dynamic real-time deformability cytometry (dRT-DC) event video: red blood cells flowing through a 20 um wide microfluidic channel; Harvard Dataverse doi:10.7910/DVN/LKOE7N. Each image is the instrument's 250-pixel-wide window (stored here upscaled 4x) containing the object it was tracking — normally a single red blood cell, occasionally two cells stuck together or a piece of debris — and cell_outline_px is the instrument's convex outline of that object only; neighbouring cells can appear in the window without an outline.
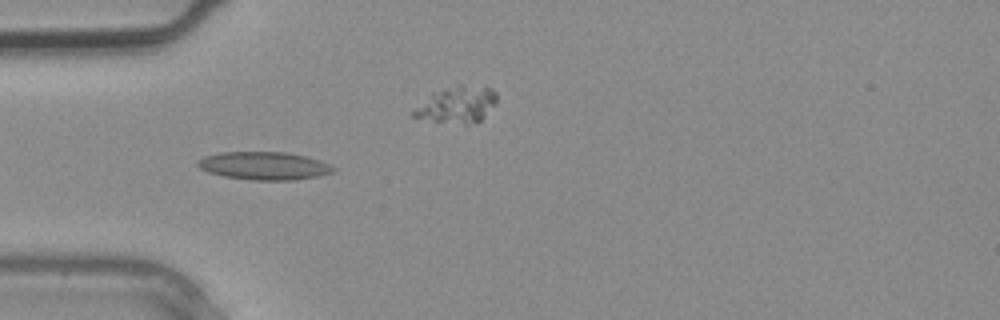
{"species": "common noctule bat (a hibernating species)", "species_latin": "Nyctalus noctula", "temperature_condition": "warm", "stored_images_in_passage": 3, "camera_frame_rate_fps": 3000, "um_per_image_px": 0.085, "animal": {"sex": "male", "body_mass_g": 20.4}, "frame": {"image": 1, "passage_image": 2, "time_ms": 0.333, "image_size_px": [1000, 320], "cell_outline_px": [[336, 172], [316, 176], [292, 180], [252, 180], [224, 176], [208, 172], [200, 168], [196, 164], [196, 160], [204, 156], [220, 152], [288, 152], [308, 156], [320, 160], [336, 168]], "centroid_in_image_um": [22.45, 14.08], "position_along_channel_um": 62.6, "area_um2": 22.25}}